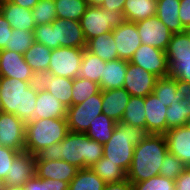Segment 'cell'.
<instances>
[{"mask_svg":"<svg viewBox=\"0 0 190 190\" xmlns=\"http://www.w3.org/2000/svg\"><path fill=\"white\" fill-rule=\"evenodd\" d=\"M1 190H24V188L23 186L13 187V186H6L3 184Z\"/></svg>","mask_w":190,"mask_h":190,"instance_id":"9f6ffc18","label":"cell"},{"mask_svg":"<svg viewBox=\"0 0 190 190\" xmlns=\"http://www.w3.org/2000/svg\"><path fill=\"white\" fill-rule=\"evenodd\" d=\"M125 1L126 0H104L101 7L109 11L118 10V11L123 12Z\"/></svg>","mask_w":190,"mask_h":190,"instance_id":"816d5d0a","label":"cell"},{"mask_svg":"<svg viewBox=\"0 0 190 190\" xmlns=\"http://www.w3.org/2000/svg\"><path fill=\"white\" fill-rule=\"evenodd\" d=\"M187 125L190 126V117L187 120Z\"/></svg>","mask_w":190,"mask_h":190,"instance_id":"6f0895ef","label":"cell"},{"mask_svg":"<svg viewBox=\"0 0 190 190\" xmlns=\"http://www.w3.org/2000/svg\"><path fill=\"white\" fill-rule=\"evenodd\" d=\"M54 2L57 19L80 21L88 7L86 0H54Z\"/></svg>","mask_w":190,"mask_h":190,"instance_id":"d590c367","label":"cell"},{"mask_svg":"<svg viewBox=\"0 0 190 190\" xmlns=\"http://www.w3.org/2000/svg\"><path fill=\"white\" fill-rule=\"evenodd\" d=\"M146 135L145 130L141 128L122 122L116 123L112 137L103 145V156L127 173L132 163L135 146Z\"/></svg>","mask_w":190,"mask_h":190,"instance_id":"5b68a950","label":"cell"},{"mask_svg":"<svg viewBox=\"0 0 190 190\" xmlns=\"http://www.w3.org/2000/svg\"><path fill=\"white\" fill-rule=\"evenodd\" d=\"M116 123L113 119L102 113L91 122L89 129L85 133L90 139L104 145L112 137Z\"/></svg>","mask_w":190,"mask_h":190,"instance_id":"1f68e13d","label":"cell"},{"mask_svg":"<svg viewBox=\"0 0 190 190\" xmlns=\"http://www.w3.org/2000/svg\"><path fill=\"white\" fill-rule=\"evenodd\" d=\"M119 59L130 61L133 54L142 44L135 22L125 21L112 30Z\"/></svg>","mask_w":190,"mask_h":190,"instance_id":"9a60e30c","label":"cell"},{"mask_svg":"<svg viewBox=\"0 0 190 190\" xmlns=\"http://www.w3.org/2000/svg\"><path fill=\"white\" fill-rule=\"evenodd\" d=\"M0 12L13 29L34 31L36 23L31 9L2 0L0 1Z\"/></svg>","mask_w":190,"mask_h":190,"instance_id":"ffe728a7","label":"cell"},{"mask_svg":"<svg viewBox=\"0 0 190 190\" xmlns=\"http://www.w3.org/2000/svg\"><path fill=\"white\" fill-rule=\"evenodd\" d=\"M100 91L98 83L91 80L76 77L73 79L72 105H77L87 100Z\"/></svg>","mask_w":190,"mask_h":190,"instance_id":"74e56055","label":"cell"},{"mask_svg":"<svg viewBox=\"0 0 190 190\" xmlns=\"http://www.w3.org/2000/svg\"><path fill=\"white\" fill-rule=\"evenodd\" d=\"M40 82L30 84L14 78L0 77V111L16 115L27 123L33 120Z\"/></svg>","mask_w":190,"mask_h":190,"instance_id":"3957f363","label":"cell"},{"mask_svg":"<svg viewBox=\"0 0 190 190\" xmlns=\"http://www.w3.org/2000/svg\"><path fill=\"white\" fill-rule=\"evenodd\" d=\"M157 0H126L123 13L127 22H137L156 16Z\"/></svg>","mask_w":190,"mask_h":190,"instance_id":"f1b7e54d","label":"cell"},{"mask_svg":"<svg viewBox=\"0 0 190 190\" xmlns=\"http://www.w3.org/2000/svg\"><path fill=\"white\" fill-rule=\"evenodd\" d=\"M36 175V156L27 151L18 153L12 162L9 175L3 181L6 186H24Z\"/></svg>","mask_w":190,"mask_h":190,"instance_id":"2e32d148","label":"cell"},{"mask_svg":"<svg viewBox=\"0 0 190 190\" xmlns=\"http://www.w3.org/2000/svg\"><path fill=\"white\" fill-rule=\"evenodd\" d=\"M13 28L0 12V50H4L9 45V39L12 35Z\"/></svg>","mask_w":190,"mask_h":190,"instance_id":"f6af8a7d","label":"cell"},{"mask_svg":"<svg viewBox=\"0 0 190 190\" xmlns=\"http://www.w3.org/2000/svg\"><path fill=\"white\" fill-rule=\"evenodd\" d=\"M31 11L36 26L52 23L57 19L54 0H39Z\"/></svg>","mask_w":190,"mask_h":190,"instance_id":"ab89813d","label":"cell"},{"mask_svg":"<svg viewBox=\"0 0 190 190\" xmlns=\"http://www.w3.org/2000/svg\"><path fill=\"white\" fill-rule=\"evenodd\" d=\"M104 190H133V186L128 179H125L117 183L106 184Z\"/></svg>","mask_w":190,"mask_h":190,"instance_id":"681fc988","label":"cell"},{"mask_svg":"<svg viewBox=\"0 0 190 190\" xmlns=\"http://www.w3.org/2000/svg\"><path fill=\"white\" fill-rule=\"evenodd\" d=\"M164 134H147L135 146L127 179L133 184L159 175L165 155L168 153Z\"/></svg>","mask_w":190,"mask_h":190,"instance_id":"7a4b0ae2","label":"cell"},{"mask_svg":"<svg viewBox=\"0 0 190 190\" xmlns=\"http://www.w3.org/2000/svg\"><path fill=\"white\" fill-rule=\"evenodd\" d=\"M130 97L131 95L124 88L103 90L102 113L117 123L121 122Z\"/></svg>","mask_w":190,"mask_h":190,"instance_id":"44dd1931","label":"cell"},{"mask_svg":"<svg viewBox=\"0 0 190 190\" xmlns=\"http://www.w3.org/2000/svg\"><path fill=\"white\" fill-rule=\"evenodd\" d=\"M24 190H46L45 179H40L37 175L23 186Z\"/></svg>","mask_w":190,"mask_h":190,"instance_id":"c3c4849f","label":"cell"},{"mask_svg":"<svg viewBox=\"0 0 190 190\" xmlns=\"http://www.w3.org/2000/svg\"><path fill=\"white\" fill-rule=\"evenodd\" d=\"M85 49L104 61L119 59L115 40L111 32L91 38L87 41Z\"/></svg>","mask_w":190,"mask_h":190,"instance_id":"4316f807","label":"cell"},{"mask_svg":"<svg viewBox=\"0 0 190 190\" xmlns=\"http://www.w3.org/2000/svg\"><path fill=\"white\" fill-rule=\"evenodd\" d=\"M135 23L142 44L166 51L172 33L157 16L143 19Z\"/></svg>","mask_w":190,"mask_h":190,"instance_id":"4fadbf2b","label":"cell"},{"mask_svg":"<svg viewBox=\"0 0 190 190\" xmlns=\"http://www.w3.org/2000/svg\"><path fill=\"white\" fill-rule=\"evenodd\" d=\"M158 78L168 77L169 65L166 52L153 46L141 44L129 61Z\"/></svg>","mask_w":190,"mask_h":190,"instance_id":"30bf717a","label":"cell"},{"mask_svg":"<svg viewBox=\"0 0 190 190\" xmlns=\"http://www.w3.org/2000/svg\"><path fill=\"white\" fill-rule=\"evenodd\" d=\"M187 167L183 162L171 153H167L164 157L162 167L159 170V175L175 181Z\"/></svg>","mask_w":190,"mask_h":190,"instance_id":"60d3db41","label":"cell"},{"mask_svg":"<svg viewBox=\"0 0 190 190\" xmlns=\"http://www.w3.org/2000/svg\"><path fill=\"white\" fill-rule=\"evenodd\" d=\"M168 63L190 61V34L186 31L173 33L166 49Z\"/></svg>","mask_w":190,"mask_h":190,"instance_id":"83f0119b","label":"cell"},{"mask_svg":"<svg viewBox=\"0 0 190 190\" xmlns=\"http://www.w3.org/2000/svg\"><path fill=\"white\" fill-rule=\"evenodd\" d=\"M126 73L123 88L131 96L146 97L153 93L155 84L159 79L157 76L129 61Z\"/></svg>","mask_w":190,"mask_h":190,"instance_id":"5bb4252c","label":"cell"},{"mask_svg":"<svg viewBox=\"0 0 190 190\" xmlns=\"http://www.w3.org/2000/svg\"><path fill=\"white\" fill-rule=\"evenodd\" d=\"M68 132L66 118L30 120L26 123L25 151L36 155L45 147L63 141Z\"/></svg>","mask_w":190,"mask_h":190,"instance_id":"8992f818","label":"cell"},{"mask_svg":"<svg viewBox=\"0 0 190 190\" xmlns=\"http://www.w3.org/2000/svg\"><path fill=\"white\" fill-rule=\"evenodd\" d=\"M106 184L117 183L127 179V173L115 163L102 158L96 162L91 168Z\"/></svg>","mask_w":190,"mask_h":190,"instance_id":"e575fe53","label":"cell"},{"mask_svg":"<svg viewBox=\"0 0 190 190\" xmlns=\"http://www.w3.org/2000/svg\"><path fill=\"white\" fill-rule=\"evenodd\" d=\"M3 182L0 180V190L2 189Z\"/></svg>","mask_w":190,"mask_h":190,"instance_id":"680465c9","label":"cell"},{"mask_svg":"<svg viewBox=\"0 0 190 190\" xmlns=\"http://www.w3.org/2000/svg\"><path fill=\"white\" fill-rule=\"evenodd\" d=\"M35 42L34 32L20 29H13L9 39V45L4 50H11L20 54H24Z\"/></svg>","mask_w":190,"mask_h":190,"instance_id":"f35d334b","label":"cell"},{"mask_svg":"<svg viewBox=\"0 0 190 190\" xmlns=\"http://www.w3.org/2000/svg\"><path fill=\"white\" fill-rule=\"evenodd\" d=\"M169 153L190 167V126L187 124L169 129L165 134Z\"/></svg>","mask_w":190,"mask_h":190,"instance_id":"e0dca14e","label":"cell"},{"mask_svg":"<svg viewBox=\"0 0 190 190\" xmlns=\"http://www.w3.org/2000/svg\"><path fill=\"white\" fill-rule=\"evenodd\" d=\"M106 183L90 168L79 169L68 190H104Z\"/></svg>","mask_w":190,"mask_h":190,"instance_id":"836d02e7","label":"cell"},{"mask_svg":"<svg viewBox=\"0 0 190 190\" xmlns=\"http://www.w3.org/2000/svg\"><path fill=\"white\" fill-rule=\"evenodd\" d=\"M51 51L52 49L47 46L34 42L23 54L27 65L32 69L38 78L48 74Z\"/></svg>","mask_w":190,"mask_h":190,"instance_id":"484cf974","label":"cell"},{"mask_svg":"<svg viewBox=\"0 0 190 190\" xmlns=\"http://www.w3.org/2000/svg\"><path fill=\"white\" fill-rule=\"evenodd\" d=\"M35 42L50 49L58 47L86 48L80 21L56 19L52 23L35 26Z\"/></svg>","mask_w":190,"mask_h":190,"instance_id":"277c9868","label":"cell"},{"mask_svg":"<svg viewBox=\"0 0 190 190\" xmlns=\"http://www.w3.org/2000/svg\"><path fill=\"white\" fill-rule=\"evenodd\" d=\"M106 61L84 49L78 77L100 84Z\"/></svg>","mask_w":190,"mask_h":190,"instance_id":"4dcf8cb0","label":"cell"},{"mask_svg":"<svg viewBox=\"0 0 190 190\" xmlns=\"http://www.w3.org/2000/svg\"><path fill=\"white\" fill-rule=\"evenodd\" d=\"M133 190H175L174 181L161 175L132 184Z\"/></svg>","mask_w":190,"mask_h":190,"instance_id":"b9f144b4","label":"cell"},{"mask_svg":"<svg viewBox=\"0 0 190 190\" xmlns=\"http://www.w3.org/2000/svg\"><path fill=\"white\" fill-rule=\"evenodd\" d=\"M127 66L128 61L124 59L106 61L99 84L100 90L123 88Z\"/></svg>","mask_w":190,"mask_h":190,"instance_id":"cb8c5ba5","label":"cell"},{"mask_svg":"<svg viewBox=\"0 0 190 190\" xmlns=\"http://www.w3.org/2000/svg\"><path fill=\"white\" fill-rule=\"evenodd\" d=\"M88 3V6H96V7H100L104 0H86Z\"/></svg>","mask_w":190,"mask_h":190,"instance_id":"11a10c76","label":"cell"},{"mask_svg":"<svg viewBox=\"0 0 190 190\" xmlns=\"http://www.w3.org/2000/svg\"><path fill=\"white\" fill-rule=\"evenodd\" d=\"M79 169L64 160L36 162V175L40 179H53L70 183Z\"/></svg>","mask_w":190,"mask_h":190,"instance_id":"d6986e66","label":"cell"},{"mask_svg":"<svg viewBox=\"0 0 190 190\" xmlns=\"http://www.w3.org/2000/svg\"><path fill=\"white\" fill-rule=\"evenodd\" d=\"M177 91L184 95V100L190 102V83L183 80H177Z\"/></svg>","mask_w":190,"mask_h":190,"instance_id":"f5cc1de1","label":"cell"},{"mask_svg":"<svg viewBox=\"0 0 190 190\" xmlns=\"http://www.w3.org/2000/svg\"><path fill=\"white\" fill-rule=\"evenodd\" d=\"M67 107H65L53 95L40 87L37 93L36 108L33 111V120L49 118H66Z\"/></svg>","mask_w":190,"mask_h":190,"instance_id":"7402d4cb","label":"cell"},{"mask_svg":"<svg viewBox=\"0 0 190 190\" xmlns=\"http://www.w3.org/2000/svg\"><path fill=\"white\" fill-rule=\"evenodd\" d=\"M41 87L53 95L65 107L72 106L73 79L45 74L39 78Z\"/></svg>","mask_w":190,"mask_h":190,"instance_id":"603a6c76","label":"cell"},{"mask_svg":"<svg viewBox=\"0 0 190 190\" xmlns=\"http://www.w3.org/2000/svg\"><path fill=\"white\" fill-rule=\"evenodd\" d=\"M179 14L181 24L187 30L190 27V0H180Z\"/></svg>","mask_w":190,"mask_h":190,"instance_id":"bcb514c9","label":"cell"},{"mask_svg":"<svg viewBox=\"0 0 190 190\" xmlns=\"http://www.w3.org/2000/svg\"><path fill=\"white\" fill-rule=\"evenodd\" d=\"M46 190H68L69 183L65 181L47 179L45 180Z\"/></svg>","mask_w":190,"mask_h":190,"instance_id":"f907efd6","label":"cell"},{"mask_svg":"<svg viewBox=\"0 0 190 190\" xmlns=\"http://www.w3.org/2000/svg\"><path fill=\"white\" fill-rule=\"evenodd\" d=\"M26 123L16 115L0 111V145L17 152L25 151Z\"/></svg>","mask_w":190,"mask_h":190,"instance_id":"8fae6325","label":"cell"},{"mask_svg":"<svg viewBox=\"0 0 190 190\" xmlns=\"http://www.w3.org/2000/svg\"><path fill=\"white\" fill-rule=\"evenodd\" d=\"M102 90L87 100L67 109L69 131L85 133L97 116L102 114Z\"/></svg>","mask_w":190,"mask_h":190,"instance_id":"ba28073f","label":"cell"},{"mask_svg":"<svg viewBox=\"0 0 190 190\" xmlns=\"http://www.w3.org/2000/svg\"><path fill=\"white\" fill-rule=\"evenodd\" d=\"M103 144L90 139L86 133L69 131L63 141L45 147L36 162L64 160L78 169L91 168L103 156Z\"/></svg>","mask_w":190,"mask_h":190,"instance_id":"6da1fadb","label":"cell"},{"mask_svg":"<svg viewBox=\"0 0 190 190\" xmlns=\"http://www.w3.org/2000/svg\"><path fill=\"white\" fill-rule=\"evenodd\" d=\"M153 94L169 107L172 102H181L184 95L177 91V79L165 77L159 78L155 84Z\"/></svg>","mask_w":190,"mask_h":190,"instance_id":"d6a6232c","label":"cell"},{"mask_svg":"<svg viewBox=\"0 0 190 190\" xmlns=\"http://www.w3.org/2000/svg\"><path fill=\"white\" fill-rule=\"evenodd\" d=\"M19 152L0 145V180L3 182L10 173L14 157Z\"/></svg>","mask_w":190,"mask_h":190,"instance_id":"7bdbcfd3","label":"cell"},{"mask_svg":"<svg viewBox=\"0 0 190 190\" xmlns=\"http://www.w3.org/2000/svg\"><path fill=\"white\" fill-rule=\"evenodd\" d=\"M8 2H12L15 3L23 8H28V9H33L37 3L39 2V0H5Z\"/></svg>","mask_w":190,"mask_h":190,"instance_id":"db71d44e","label":"cell"},{"mask_svg":"<svg viewBox=\"0 0 190 190\" xmlns=\"http://www.w3.org/2000/svg\"><path fill=\"white\" fill-rule=\"evenodd\" d=\"M0 77L14 78L30 84L39 82V78L27 65L24 55L11 50H0Z\"/></svg>","mask_w":190,"mask_h":190,"instance_id":"7c38bea8","label":"cell"},{"mask_svg":"<svg viewBox=\"0 0 190 190\" xmlns=\"http://www.w3.org/2000/svg\"><path fill=\"white\" fill-rule=\"evenodd\" d=\"M179 8L180 0H157L156 16L172 34L186 31L179 18Z\"/></svg>","mask_w":190,"mask_h":190,"instance_id":"d4e9b609","label":"cell"},{"mask_svg":"<svg viewBox=\"0 0 190 190\" xmlns=\"http://www.w3.org/2000/svg\"><path fill=\"white\" fill-rule=\"evenodd\" d=\"M168 65V77L190 83V61L180 63H168Z\"/></svg>","mask_w":190,"mask_h":190,"instance_id":"ee69618b","label":"cell"},{"mask_svg":"<svg viewBox=\"0 0 190 190\" xmlns=\"http://www.w3.org/2000/svg\"><path fill=\"white\" fill-rule=\"evenodd\" d=\"M167 108L153 93L145 97L146 112V133L165 134L166 133V113Z\"/></svg>","mask_w":190,"mask_h":190,"instance_id":"ac0fdd59","label":"cell"},{"mask_svg":"<svg viewBox=\"0 0 190 190\" xmlns=\"http://www.w3.org/2000/svg\"><path fill=\"white\" fill-rule=\"evenodd\" d=\"M174 186L175 190H190V167L175 179Z\"/></svg>","mask_w":190,"mask_h":190,"instance_id":"7dc6e473","label":"cell"},{"mask_svg":"<svg viewBox=\"0 0 190 190\" xmlns=\"http://www.w3.org/2000/svg\"><path fill=\"white\" fill-rule=\"evenodd\" d=\"M121 122L136 126L146 132L145 97L131 96Z\"/></svg>","mask_w":190,"mask_h":190,"instance_id":"f546056e","label":"cell"},{"mask_svg":"<svg viewBox=\"0 0 190 190\" xmlns=\"http://www.w3.org/2000/svg\"><path fill=\"white\" fill-rule=\"evenodd\" d=\"M84 49L73 47L52 49L48 74L72 79L78 77Z\"/></svg>","mask_w":190,"mask_h":190,"instance_id":"9c48e42d","label":"cell"},{"mask_svg":"<svg viewBox=\"0 0 190 190\" xmlns=\"http://www.w3.org/2000/svg\"><path fill=\"white\" fill-rule=\"evenodd\" d=\"M124 13L118 10H106L105 8L88 6L80 19L81 27L86 42L93 37L102 35L125 22Z\"/></svg>","mask_w":190,"mask_h":190,"instance_id":"52a82bcc","label":"cell"},{"mask_svg":"<svg viewBox=\"0 0 190 190\" xmlns=\"http://www.w3.org/2000/svg\"><path fill=\"white\" fill-rule=\"evenodd\" d=\"M190 117V102L182 99L179 102H172L166 113V132L169 129L184 126Z\"/></svg>","mask_w":190,"mask_h":190,"instance_id":"8d00e7d4","label":"cell"}]
</instances>
